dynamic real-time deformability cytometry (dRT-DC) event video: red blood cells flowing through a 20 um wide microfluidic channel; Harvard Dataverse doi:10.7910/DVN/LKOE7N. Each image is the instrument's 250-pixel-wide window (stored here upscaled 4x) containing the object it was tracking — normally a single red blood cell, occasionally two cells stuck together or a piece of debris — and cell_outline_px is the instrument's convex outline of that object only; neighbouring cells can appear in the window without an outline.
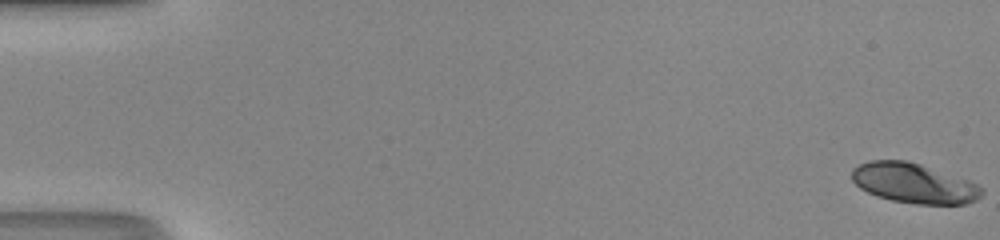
{"species": "human", "species_latin": "Homo sapiens", "temperature_condition": "room temperature", "stored_images_in_passage": 51, "camera_frame_rate_fps": 3000, "um_per_image_px": 0.085, "donor": {"sex": "male"}, "frame": {"image": 1, "passage_image": 1, "time_ms": 0.0, "image_size_px": [1000, 240], "cell_outline_px": [[984, 192], [976, 200], [964, 204], [916, 204], [892, 200], [876, 196], [860, 188], [852, 180], [852, 168], [868, 160], [908, 160], [968, 180], [984, 188]], "centroid_in_image_um": [77.67, 15.57], "position_along_channel_um": 7.3, "area_um2": 30.17}}
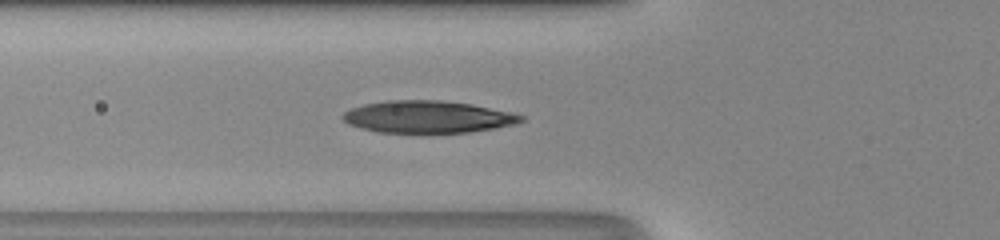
{"frame": {"image": 2, "passage_image": 20, "time_ms": 6.333, "image_size_px": [1000, 240], "cell_outline_px": [[524, 120], [516, 124], [496, 128], [468, 132], [424, 136], [376, 132], [360, 128], [348, 124], [340, 116], [344, 112], [352, 108], [364, 104], [388, 100], [440, 100], [472, 104], [512, 112], [524, 116]], "centroid_in_image_um": [36.35, 9.98], "position_along_channel_um": 89.5, "area_um2": 34.74}}
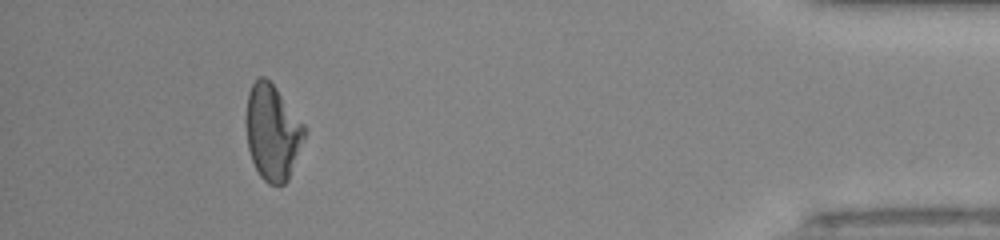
{"frame": {"image": 3, "passage_image": 47, "time_ms": 15.333, "image_size_px": [1000, 240], "cell_outline_px": [[308, 128], [288, 180], [284, 184], [268, 184], [260, 176], [252, 160], [248, 148], [244, 120], [248, 92], [252, 84], [260, 76], [264, 76], [276, 88]], "centroid_in_image_um": [23.15, 11.23], "position_along_channel_um": 412.1, "area_um2": 32.71}, "authors_computed_cell_mechanics": {"area_um2": 33.0038, "velocity_mm_per_s": 4.2103, "shape_relaxation_time_tau1_ms": null, "shape_relaxation_time_tau2_ms": 3.333, "deformation_change_tau1": null, "deformation_change_tau2": 0.0952}}